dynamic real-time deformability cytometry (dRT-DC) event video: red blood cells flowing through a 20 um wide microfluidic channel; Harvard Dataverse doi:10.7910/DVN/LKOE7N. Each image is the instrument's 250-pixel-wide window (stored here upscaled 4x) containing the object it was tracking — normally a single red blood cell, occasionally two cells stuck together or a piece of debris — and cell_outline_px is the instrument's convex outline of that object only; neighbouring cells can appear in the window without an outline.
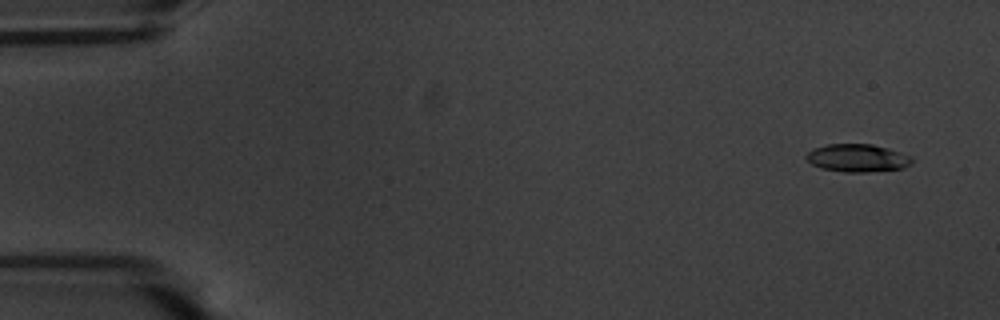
{"species": "common noctule bat (a hibernating species)", "species_latin": "Nyctalus noctula", "temperature_condition": "warm", "stored_images_in_passage": 18, "camera_frame_rate_fps": 3000, "um_per_image_px": 0.085, "animal": {"sex": "male", "body_mass_g": 20.1, "forearm_length_mm": 53.5}, "frame": {"image": 1, "passage_image": 4, "time_ms": 1.0, "image_size_px": [1000, 320], "cell_outline_px": [[912, 160], [904, 168], [868, 172], [844, 172], [820, 168], [812, 164], [804, 156], [812, 148], [828, 144], [872, 144], [900, 152], [912, 156]], "centroid_in_image_um": [72.85, 13.43], "position_along_channel_um": 12.2, "area_um2": 17.11}}
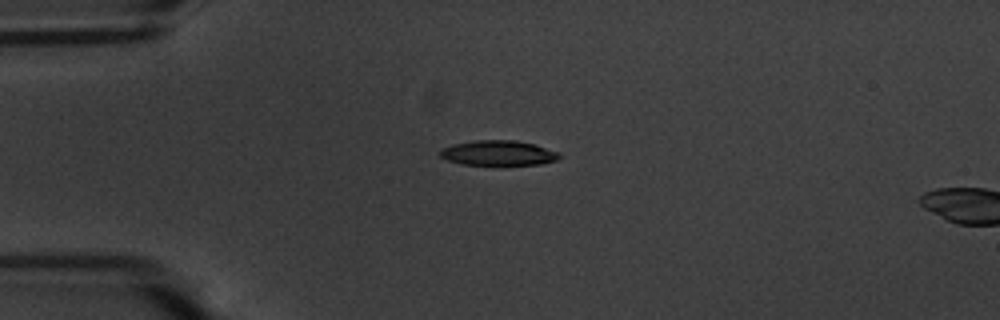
{"frame": {"image": 2, "passage_image": 15, "time_ms": 4.667, "image_size_px": [1000, 320], "cell_outline_px": [[560, 156], [556, 160], [540, 164], [460, 164], [448, 160], [440, 156], [440, 148], [452, 144], [476, 140], [516, 140], [536, 144], [560, 152]], "centroid_in_image_um": [42.36, 12.98], "position_along_channel_um": 42.6, "area_um2": 17.34}}